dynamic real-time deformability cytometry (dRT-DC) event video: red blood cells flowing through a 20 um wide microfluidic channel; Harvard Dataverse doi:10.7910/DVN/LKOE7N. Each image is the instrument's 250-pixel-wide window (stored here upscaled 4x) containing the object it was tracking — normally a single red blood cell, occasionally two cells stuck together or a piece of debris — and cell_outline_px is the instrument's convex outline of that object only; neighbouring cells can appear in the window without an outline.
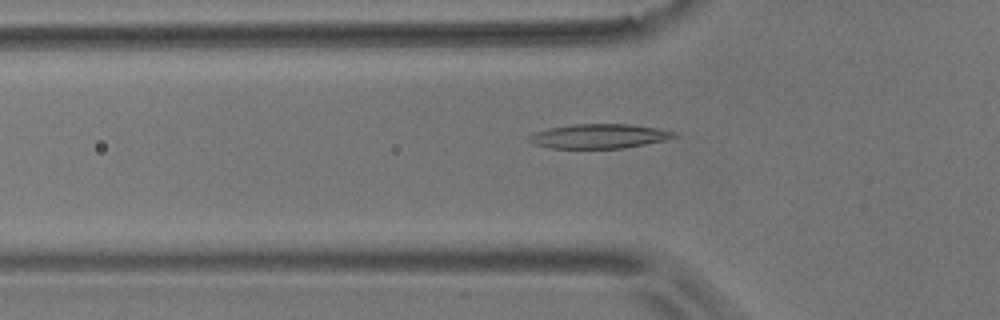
{"species": "common noctule bat (a hibernating species)", "species_latin": "Nyctalus noctula", "temperature_condition": "room temperature", "stored_images_in_passage": 55, "camera_frame_rate_fps": 3000, "um_per_image_px": 0.085, "animal": {"sex": "male", "body_mass_g": 17.9}, "frame": {"image": 1, "passage_image": 18, "time_ms": 5.667, "image_size_px": [1000, 320], "cell_outline_px": [[676, 136], [664, 140], [624, 148], [548, 148], [532, 144], [524, 136], [532, 132], [548, 128], [572, 124], [632, 124], [656, 128], [676, 132]], "centroid_in_image_um": [50.81, 11.57], "position_along_channel_um": 75.0, "area_um2": 20.81}}
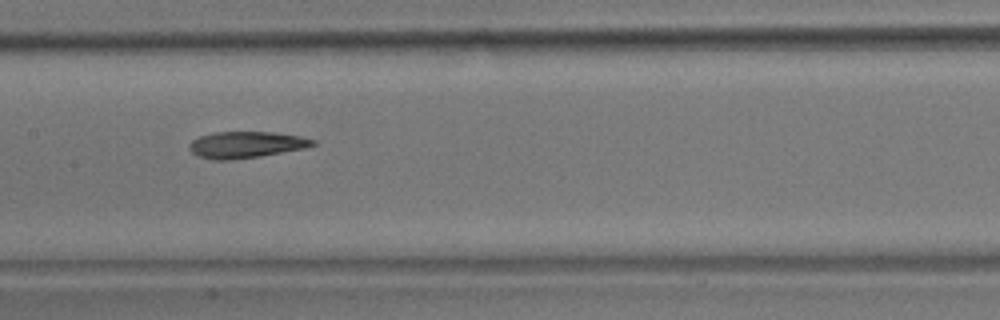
{"frame": {"image": 2, "passage_image": 27, "time_ms": 8.667, "image_size_px": [1000, 320], "cell_outline_px": [[316, 144], [304, 148], [260, 156], [228, 160], [212, 160], [196, 156], [188, 148], [188, 144], [192, 140], [200, 136], [216, 132], [272, 132], [300, 136], [316, 140]], "centroid_in_image_um": [20.87, 12.3], "position_along_channel_um": 186.5, "area_um2": 19.02}}
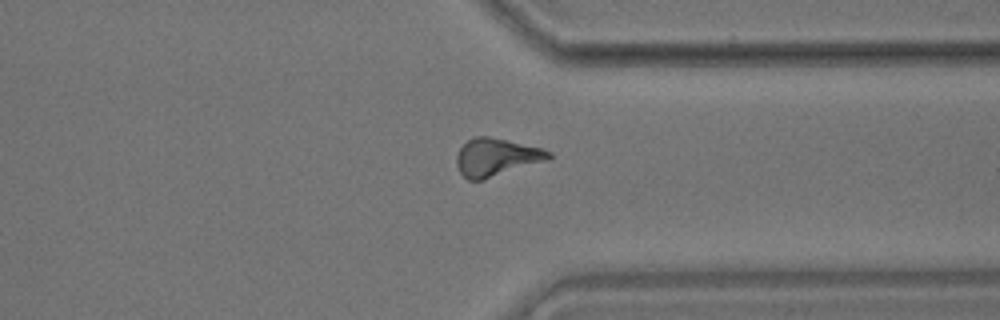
{"frame": {"image": 3, "passage_image": 42, "time_ms": 13.667, "image_size_px": [1000, 320], "cell_outline_px": [[552, 156], [548, 160], [484, 180], [468, 180], [460, 172], [456, 164], [456, 156], [460, 148], [468, 140], [476, 136], [488, 136], [540, 148], [552, 152]], "centroid_in_image_um": [42.17, 13.38], "position_along_channel_um": 369.2, "area_um2": 20.17}, "authors_computed_cell_mechanics": {"area_um2": 19.5364, "velocity_mm_per_s": 3.6823, "shape_relaxation_time_tau1_ms": null, "shape_relaxation_time_tau2_ms": 11.0461, "deformation_change_tau1": null, "deformation_change_tau2": 0.2703}}